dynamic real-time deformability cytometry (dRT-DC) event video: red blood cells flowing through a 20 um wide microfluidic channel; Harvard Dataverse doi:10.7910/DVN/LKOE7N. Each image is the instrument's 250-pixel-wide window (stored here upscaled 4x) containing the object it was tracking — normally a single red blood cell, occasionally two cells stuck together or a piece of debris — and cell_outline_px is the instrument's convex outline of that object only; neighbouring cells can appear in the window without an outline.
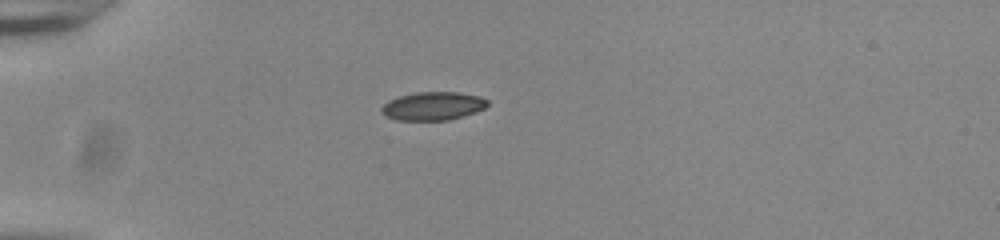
{"species": "common noctule bat (a hibernating species)", "species_latin": "Nyctalus noctula", "temperature_condition": "room temperature", "stored_images_in_passage": 33, "camera_frame_rate_fps": 3000, "um_per_image_px": 0.085, "animal": {"sex": "male", "body_mass_g": 20.0, "forearm_length_mm": 53.3}, "frame": {"image": 1, "passage_image": 1, "time_ms": 0.0, "image_size_px": [1000, 240], "cell_outline_px": [[488, 104], [484, 108], [476, 112], [464, 116], [448, 120], [396, 120], [384, 116], [380, 112], [380, 108], [388, 100], [400, 96], [416, 92], [460, 92], [480, 96], [488, 100]], "centroid_in_image_um": [36.79, 9.01], "position_along_channel_um": 48.2, "area_um2": 17.69}}
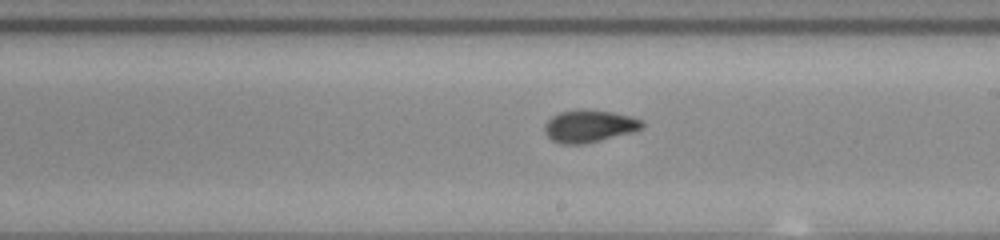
{"frame": {"image": 2, "passage_image": 18, "time_ms": 5.667, "image_size_px": [1000, 240], "cell_outline_px": [[644, 128], [632, 132], [584, 144], [560, 144], [552, 140], [544, 132], [544, 124], [552, 116], [560, 112], [580, 108], [612, 112], [632, 116], [644, 120]], "centroid_in_image_um": [50.09, 10.71], "position_along_channel_um": 238.9, "area_um2": 18.61}}
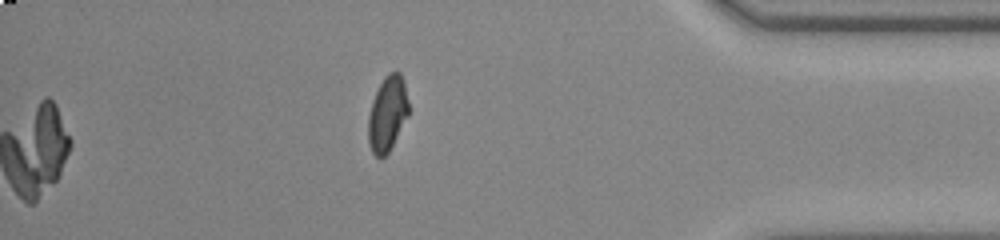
{"frame": {"image": 3, "passage_image": 33, "time_ms": 10.667, "image_size_px": [1000, 240], "cell_outline_px": [[408, 116], [388, 152], [384, 156], [376, 156], [372, 152], [368, 140], [368, 116], [372, 100], [384, 76], [388, 72], [400, 72], [404, 80], [408, 100]], "centroid_in_image_um": [32.93, 9.63], "position_along_channel_um": 402.3, "area_um2": 17.57}, "authors_computed_cell_mechanics": {"area_um2": 18.1492, "velocity_mm_per_s": 3.8558, "shape_relaxation_time_tau1_ms": 7.4132, "shape_relaxation_time_tau2_ms": 0.8385, "deformation_change_tau1": 0.2293, "deformation_change_tau2": 0.0528}}